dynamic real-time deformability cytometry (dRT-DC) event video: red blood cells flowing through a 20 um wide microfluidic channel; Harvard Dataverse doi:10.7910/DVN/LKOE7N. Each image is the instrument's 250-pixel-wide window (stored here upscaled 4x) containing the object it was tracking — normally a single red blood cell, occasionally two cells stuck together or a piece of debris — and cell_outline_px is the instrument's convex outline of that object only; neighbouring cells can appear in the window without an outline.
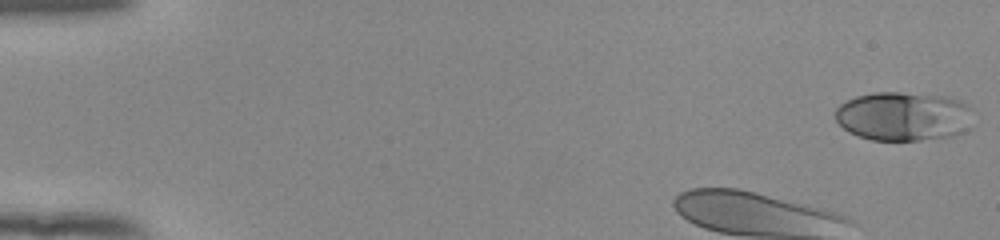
{"species": "human", "species_latin": "Homo sapiens", "temperature_condition": "room temperature", "stored_images_in_passage": 42, "camera_frame_rate_fps": 3000, "um_per_image_px": 0.085, "donor": {"sex": "female"}, "frame": {"image": 1, "passage_image": 1, "time_ms": 0.0, "image_size_px": [1000, 240], "cell_outline_px": [[972, 108], [964, 132], [956, 136], [920, 140], [872, 140], [848, 132], [836, 120], [836, 108], [840, 104], [856, 96], [876, 92], [900, 92], [944, 96], [960, 100]], "centroid_in_image_um": [76.78, 9.88], "position_along_channel_um": 8.2, "area_um2": 39.25}}
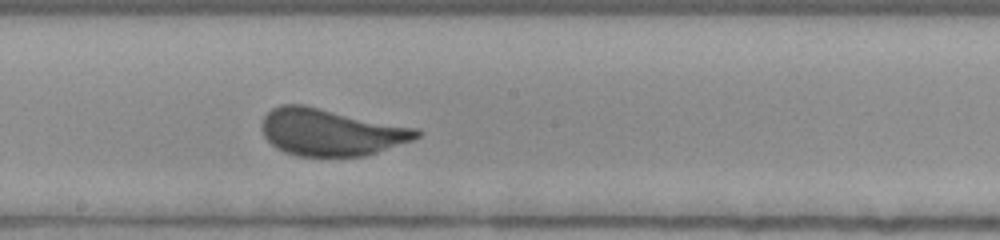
{"frame": {"image": 2, "passage_image": 25, "time_ms": 8.0, "image_size_px": [1000, 240], "cell_outline_px": [[424, 132], [420, 136], [412, 140], [364, 156], [296, 156], [284, 152], [276, 148], [264, 136], [260, 128], [260, 124], [264, 116], [272, 108], [280, 104], [304, 104], [420, 128]], "centroid_in_image_um": [28.12, 11.21], "position_along_channel_um": 220.1, "area_um2": 42.89}}
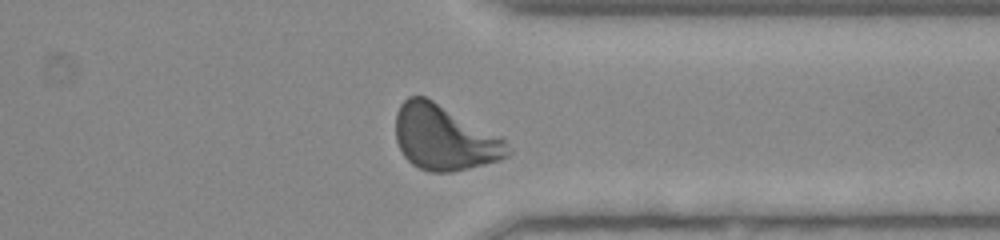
{"frame": {"image": 3, "passage_image": 37, "time_ms": 12.0, "image_size_px": [1000, 240], "cell_outline_px": [[512, 152], [508, 156], [500, 160], [452, 172], [428, 172], [412, 164], [404, 156], [396, 140], [396, 112], [400, 104], [408, 96], [424, 96], [432, 100], [500, 136], [512, 148]], "centroid_in_image_um": [37.76, 11.72], "position_along_channel_um": 373.6, "area_um2": 42.25}}